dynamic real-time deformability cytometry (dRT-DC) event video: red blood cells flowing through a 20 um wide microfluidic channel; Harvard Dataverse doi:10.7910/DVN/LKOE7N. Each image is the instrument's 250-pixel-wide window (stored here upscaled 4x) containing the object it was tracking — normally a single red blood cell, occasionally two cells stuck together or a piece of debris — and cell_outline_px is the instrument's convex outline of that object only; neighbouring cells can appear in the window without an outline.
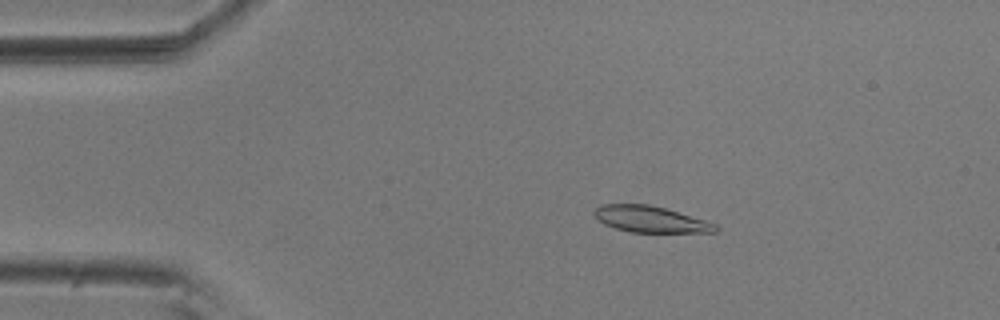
{"species": "common noctule bat (a hibernating species)", "species_latin": "Nyctalus noctula", "temperature_condition": "room temperature", "stored_images_in_passage": 55, "camera_frame_rate_fps": 3000, "um_per_image_px": 0.085, "animal": {"sex": "male", "body_mass_g": 20.5, "forearm_length_mm": 52.5}, "frame": {"image": 1, "passage_image": 10, "time_ms": 3.0, "image_size_px": [1000, 320], "cell_outline_px": [[720, 228], [716, 232], [632, 232], [616, 228], [604, 224], [596, 220], [592, 212], [600, 204], [648, 204], [664, 208], [704, 220], [716, 224]], "centroid_in_image_um": [55.24, 18.63], "position_along_channel_um": 29.8, "area_um2": 18.5}}
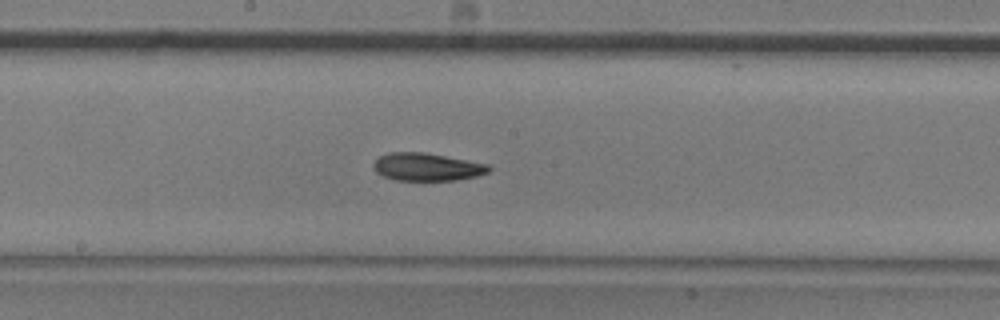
{"frame": {"image": 2, "passage_image": 29, "time_ms": 9.333, "image_size_px": [1000, 320], "cell_outline_px": [[492, 168], [488, 172], [476, 176], [456, 180], [396, 180], [384, 176], [376, 172], [372, 168], [372, 164], [380, 156], [388, 152], [424, 152], [488, 164]], "centroid_in_image_um": [36.27, 14.18], "position_along_channel_um": 211.9, "area_um2": 18.61}}
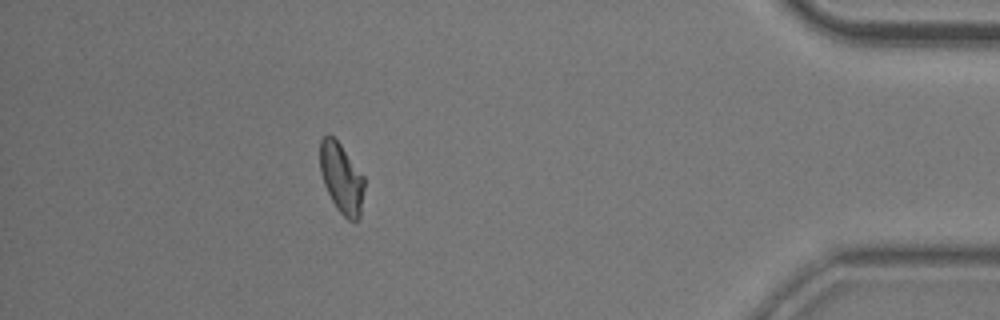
{"frame": {"image": 3, "passage_image": 49, "time_ms": 16.0, "image_size_px": [1000, 320], "cell_outline_px": [[364, 188], [360, 216], [356, 220], [348, 220], [336, 208], [324, 184], [320, 172], [320, 140], [324, 136], [332, 136], [340, 144], [364, 176]], "centroid_in_image_um": [29.02, 15.15], "position_along_channel_um": 406.2, "area_um2": 17.86}, "authors_computed_cell_mechanics": {"area_um2": 18.6694, "velocity_mm_per_s": 3.6667, "shape_relaxation_time_tau1_ms": 5.4019, "shape_relaxation_time_tau2_ms": 10.4731, "deformation_change_tau1": 0.1477, "deformation_change_tau2": 0.1669}}